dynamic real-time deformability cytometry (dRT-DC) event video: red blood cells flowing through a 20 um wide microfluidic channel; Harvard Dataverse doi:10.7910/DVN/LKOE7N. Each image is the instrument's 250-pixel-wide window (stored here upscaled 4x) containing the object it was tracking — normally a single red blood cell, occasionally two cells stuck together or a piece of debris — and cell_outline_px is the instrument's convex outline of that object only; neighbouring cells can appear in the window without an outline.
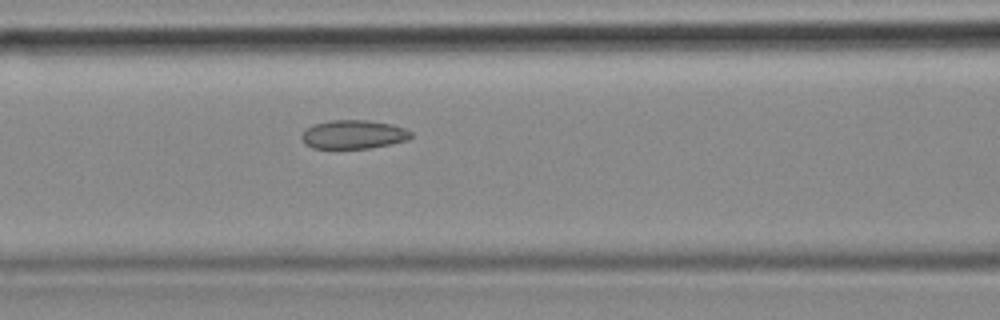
{"species": "common noctule bat (a hibernating species)", "species_latin": "Nyctalus noctula", "temperature_condition": "cold", "stored_images_in_passage": 53, "camera_frame_rate_fps": 3000, "um_per_image_px": 0.085, "animal": {"sex": "female", "body_mass_g": 18.4}, "frame": {"image": 1, "passage_image": 23, "time_ms": 7.333, "image_size_px": [1000, 320], "cell_outline_px": [[412, 136], [408, 140], [372, 148], [312, 148], [304, 144], [300, 136], [312, 124], [332, 120], [368, 120], [392, 124], [404, 128], [412, 132]], "centroid_in_image_um": [30.05, 11.43], "position_along_channel_um": 136.6, "area_um2": 18.38}, "authors_computed_cell_mechanics": {"area_um2": 19.0162, "velocity_mm_per_s": 3.6536, "shape_relaxation_time_tau1_ms": null, "shape_relaxation_time_tau2_ms": 1.9679, "deformation_change_tau1": null, "deformation_change_tau2": 0.0717}}